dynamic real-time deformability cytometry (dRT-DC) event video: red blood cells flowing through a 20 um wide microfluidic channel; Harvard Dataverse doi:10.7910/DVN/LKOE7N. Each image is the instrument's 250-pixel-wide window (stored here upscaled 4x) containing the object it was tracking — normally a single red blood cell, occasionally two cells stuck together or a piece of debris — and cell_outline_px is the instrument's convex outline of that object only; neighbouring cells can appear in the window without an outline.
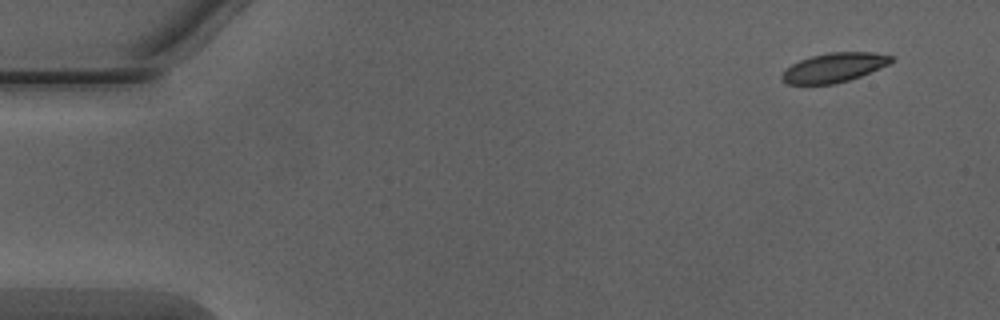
{"species": "Egyptian fruit bat (a non-hibernating species)", "species_latin": "Rousettus aegyptiacus", "temperature_condition": "warm", "stored_images_in_passage": 7, "camera_frame_rate_fps": 3000, "um_per_image_px": 0.085, "animal": {"sex": "male"}, "frame": {"image": 1, "passage_image": 1, "time_ms": 0.0, "image_size_px": [1000, 320], "cell_outline_px": [[892, 60], [888, 64], [860, 76], [848, 80], [832, 84], [788, 84], [780, 76], [792, 64], [800, 60], [812, 56], [828, 52], [872, 52], [892, 56]], "centroid_in_image_um": [70.88, 5.74], "position_along_channel_um": 14.1, "area_um2": 18.26}}